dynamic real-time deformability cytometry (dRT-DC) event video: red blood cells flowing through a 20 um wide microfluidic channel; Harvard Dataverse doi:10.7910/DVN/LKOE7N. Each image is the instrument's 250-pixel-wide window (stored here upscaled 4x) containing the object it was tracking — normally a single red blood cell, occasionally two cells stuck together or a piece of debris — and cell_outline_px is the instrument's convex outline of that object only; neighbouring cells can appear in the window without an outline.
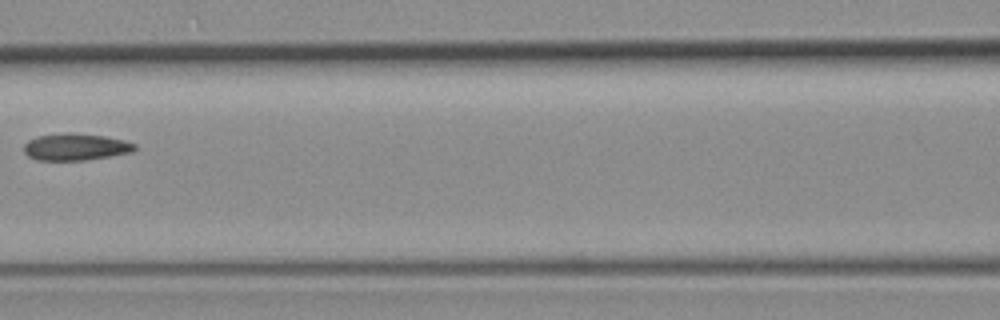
{"species": "common noctule bat (a hibernating species)", "species_latin": "Nyctalus noctula", "temperature_condition": "room temperature", "stored_images_in_passage": 6, "camera_frame_rate_fps": 3000, "um_per_image_px": 0.085, "animal": {"sex": "female", "body_mass_g": 19.3, "forearm_length_mm": 54.1}, "frame": {"image": 1, "passage_image": 6, "time_ms": 8.0, "image_size_px": [1000, 320], "cell_outline_px": [[136, 148], [132, 152], [84, 160], [36, 160], [28, 156], [24, 152], [24, 144], [28, 140], [36, 136], [64, 132], [72, 132], [104, 136], [124, 140], [136, 144]], "centroid_in_image_um": [6.39, 12.47], "position_along_channel_um": 160.2, "area_um2": 17.46}}